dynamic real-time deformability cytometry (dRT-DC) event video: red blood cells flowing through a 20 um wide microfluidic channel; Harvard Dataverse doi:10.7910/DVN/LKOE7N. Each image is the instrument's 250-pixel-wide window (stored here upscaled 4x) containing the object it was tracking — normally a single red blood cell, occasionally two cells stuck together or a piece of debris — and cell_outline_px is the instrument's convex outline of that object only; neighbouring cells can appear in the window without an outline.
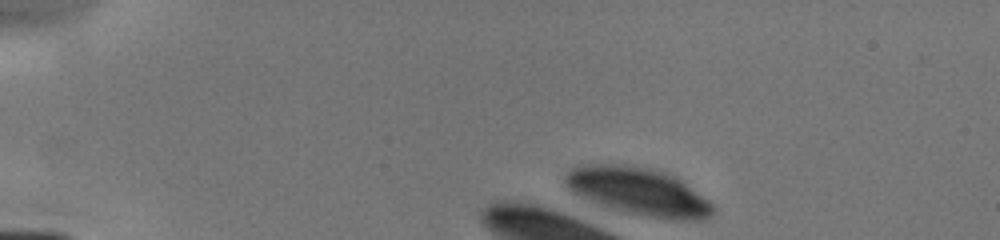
{"species": "human", "species_latin": "Homo sapiens", "temperature_condition": "cold", "stored_images_in_passage": 1, "camera_frame_rate_fps": 3000, "um_per_image_px": 0.085, "donor": {"sex": "male"}, "frame": {"image": 1, "passage_image": 1, "time_ms": 0.0, "image_size_px": [1000, 240], "cell_outline_px": [[716, 208], [712, 216], [704, 220], [672, 220], [624, 212], [600, 204], [580, 196], [572, 192], [564, 180], [568, 172], [572, 168], [588, 164], [624, 164], [668, 172], [676, 176], [708, 200]], "centroid_in_image_um": [54.33, 16.28], "position_along_channel_um": 30.7, "area_um2": 40.86}}